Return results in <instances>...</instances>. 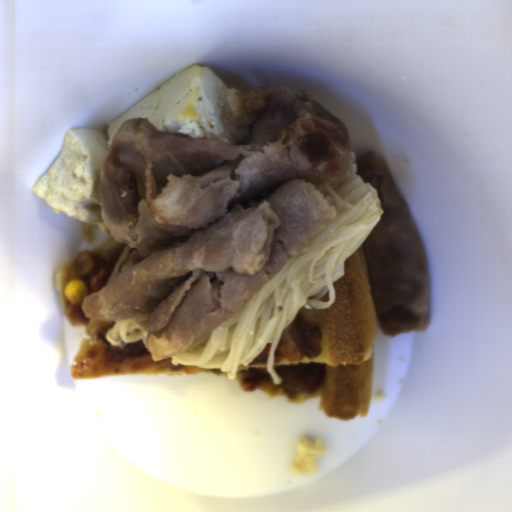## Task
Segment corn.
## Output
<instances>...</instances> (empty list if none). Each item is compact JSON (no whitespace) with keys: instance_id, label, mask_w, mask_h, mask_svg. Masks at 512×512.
<instances>
[{"instance_id":"51d56268","label":"corn","mask_w":512,"mask_h":512,"mask_svg":"<svg viewBox=\"0 0 512 512\" xmlns=\"http://www.w3.org/2000/svg\"><path fill=\"white\" fill-rule=\"evenodd\" d=\"M64 295L73 304L82 305L83 298L88 296L87 285L82 280H72L66 284Z\"/></svg>"}]
</instances>
